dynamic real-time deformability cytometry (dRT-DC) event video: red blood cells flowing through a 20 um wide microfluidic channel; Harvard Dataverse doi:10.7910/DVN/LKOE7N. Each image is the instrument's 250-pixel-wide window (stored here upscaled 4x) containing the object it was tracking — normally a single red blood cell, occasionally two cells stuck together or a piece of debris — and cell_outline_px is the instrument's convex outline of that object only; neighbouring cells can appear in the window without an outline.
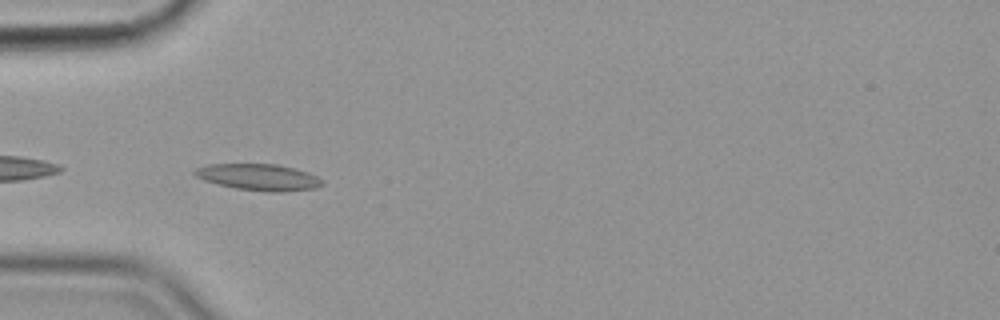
{"species": "common noctule bat (a hibernating species)", "species_latin": "Nyctalus noctula", "temperature_condition": "cold", "stored_images_in_passage": 41, "camera_frame_rate_fps": 3000, "um_per_image_px": 0.085, "animal": {"sex": "female", "body_mass_g": 19.9}, "frame": {"image": 1, "passage_image": 2, "time_ms": 0.333, "image_size_px": [1000, 320], "cell_outline_px": [[324, 184], [316, 188], [284, 192], [268, 192], [236, 188], [216, 184], [204, 180], [196, 176], [192, 172], [196, 168], [208, 164], [276, 164], [308, 172], [324, 180]], "centroid_in_image_um": [22.0, 15.06], "position_along_channel_um": 63.0, "area_um2": 19.71}}
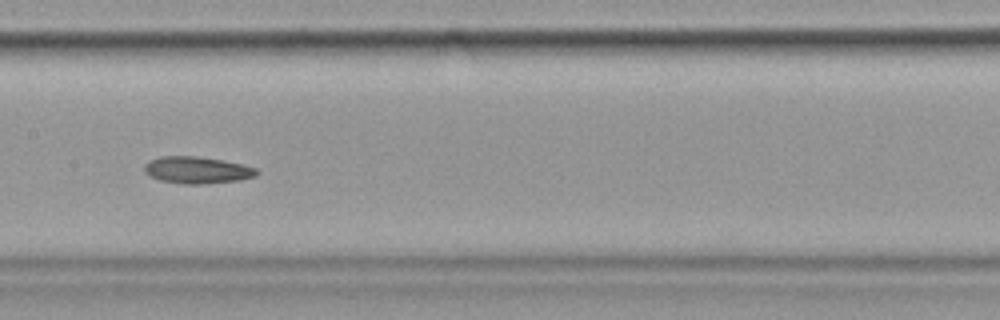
{"frame": {"image": 2, "passage_image": 13, "time_ms": 4.0, "image_size_px": [1000, 320], "cell_outline_px": [[260, 172], [256, 176], [240, 180], [204, 184], [180, 184], [160, 180], [144, 172], [144, 164], [148, 160], [160, 156], [196, 156], [220, 160], [240, 164], [256, 168]], "centroid_in_image_um": [16.73, 14.46], "position_along_channel_um": 190.7, "area_um2": 17.63}}
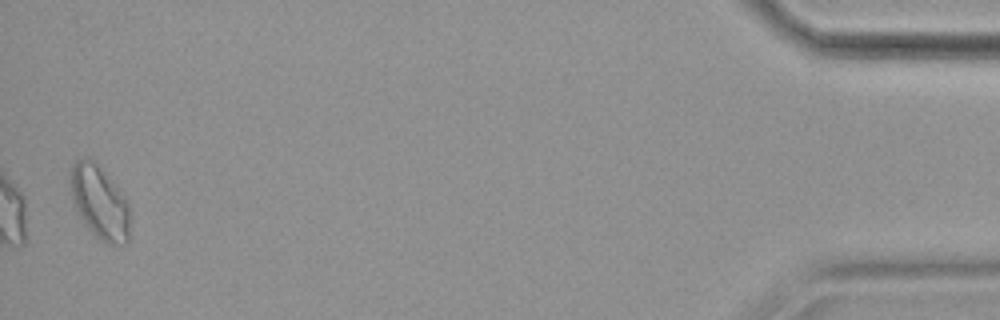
{"frame": {"image": 3, "passage_image": 40, "time_ms": 13.0, "image_size_px": [1000, 320], "cell_outline_px": [[128, 240], [124, 244], [104, 244], [84, 224], [76, 208], [72, 196], [68, 180], [72, 164], [76, 160], [88, 156], [116, 184], [128, 200]], "centroid_in_image_um": [8.44, 17.17], "position_along_channel_um": 426.8, "area_um2": 25.43}}